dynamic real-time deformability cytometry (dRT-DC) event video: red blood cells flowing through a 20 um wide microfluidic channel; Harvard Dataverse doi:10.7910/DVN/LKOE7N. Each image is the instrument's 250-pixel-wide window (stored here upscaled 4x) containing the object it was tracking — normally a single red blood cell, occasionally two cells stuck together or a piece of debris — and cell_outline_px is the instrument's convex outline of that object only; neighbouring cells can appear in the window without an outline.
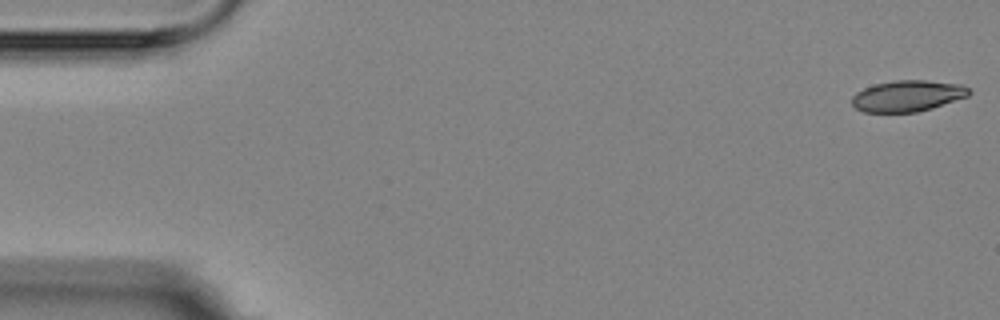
{"species": "Egyptian fruit bat (a non-hibernating species)", "species_latin": "Rousettus aegyptiacus", "temperature_condition": "room temperature", "stored_images_in_passage": 9, "camera_frame_rate_fps": 3000, "um_per_image_px": 0.085, "animal": {"sex": "female"}, "frame": {"image": 1, "passage_image": 1, "time_ms": 0.0, "image_size_px": [1000, 320], "cell_outline_px": [[972, 92], [968, 96], [932, 108], [916, 112], [864, 112], [856, 108], [852, 104], [852, 96], [856, 92], [864, 88], [876, 84], [896, 80], [924, 80], [960, 84], [968, 88]], "centroid_in_image_um": [77.14, 8.15], "position_along_channel_um": 7.9, "area_um2": 21.15}}
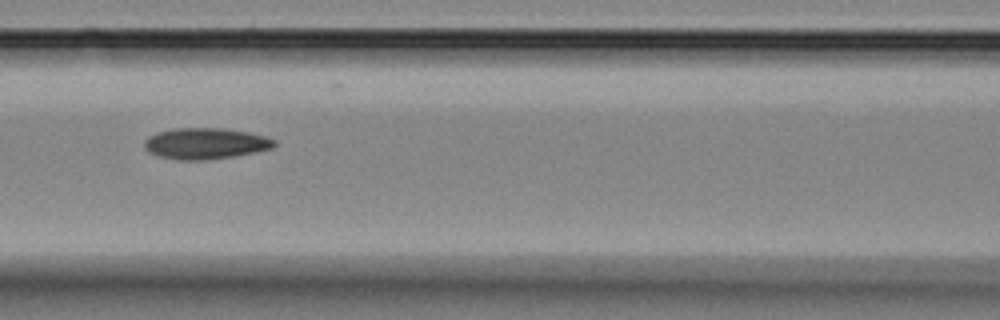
{"frame": {"image": 2, "passage_image": 7, "time_ms": 7.667, "image_size_px": [1000, 320], "cell_outline_px": [[276, 144], [272, 148], [232, 156], [204, 160], [180, 160], [160, 156], [148, 152], [144, 148], [144, 140], [148, 136], [156, 132], [172, 128], [224, 128], [248, 132], [264, 136], [276, 140]], "centroid_in_image_um": [17.41, 12.18], "position_along_channel_um": 149.2, "area_um2": 23.52}}
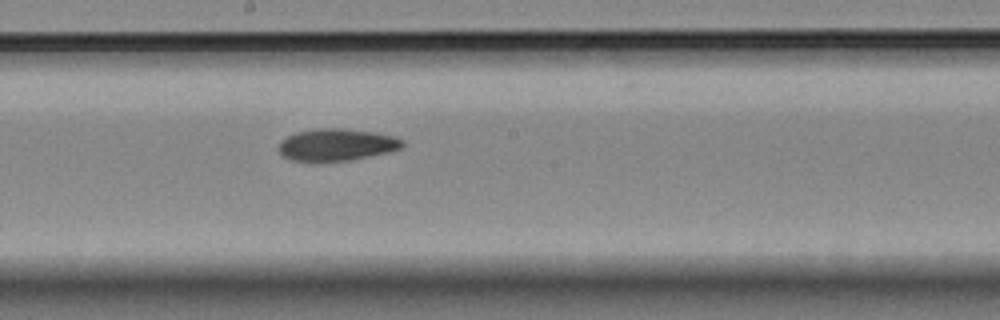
{"frame": {"image": 3, "passage_image": 9, "time_ms": 9.667, "image_size_px": [1000, 320], "cell_outline_px": [[404, 144], [400, 148], [388, 152], [348, 160], [316, 164], [292, 160], [284, 156], [280, 152], [280, 140], [296, 132], [316, 128], [340, 128], [376, 132], [396, 136], [404, 140]], "centroid_in_image_um": [28.6, 12.32], "position_along_channel_um": 219.6, "area_um2": 23.58}}